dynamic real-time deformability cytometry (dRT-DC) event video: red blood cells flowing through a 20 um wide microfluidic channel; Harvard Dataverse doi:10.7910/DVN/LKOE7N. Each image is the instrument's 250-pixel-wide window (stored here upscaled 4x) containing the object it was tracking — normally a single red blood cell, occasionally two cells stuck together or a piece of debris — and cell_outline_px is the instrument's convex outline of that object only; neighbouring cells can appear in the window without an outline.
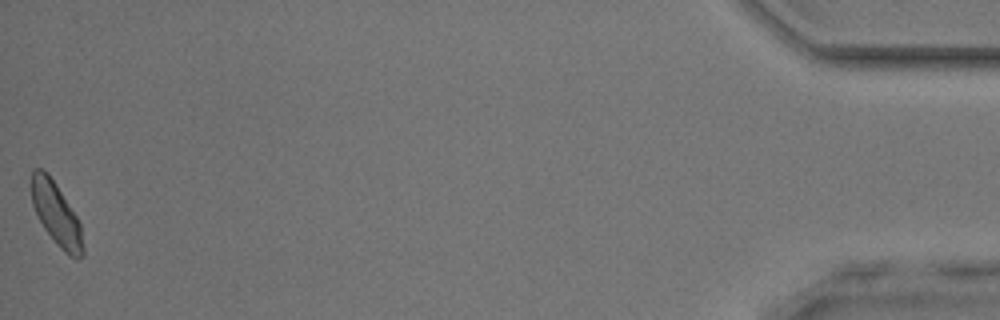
{"species": "common noctule bat (a hibernating species)", "species_latin": "Nyctalus noctula", "temperature_condition": "room temperature", "stored_images_in_passage": 45, "camera_frame_rate_fps": 3000, "um_per_image_px": 0.085, "animal": {"sex": "male", "body_mass_g": 17.9, "forearm_length_mm": 54.2}, "frame": {"image": 1, "passage_image": 45, "time_ms": 14.667, "image_size_px": [1000, 320], "cell_outline_px": [[84, 256], [76, 260], [68, 256], [56, 244], [44, 228], [32, 204], [32, 168], [40, 168], [48, 172], [56, 184], [76, 216], [80, 224], [84, 248]], "centroid_in_image_um": [4.8, 18.23], "position_along_channel_um": 430.4, "area_um2": 18.79}}